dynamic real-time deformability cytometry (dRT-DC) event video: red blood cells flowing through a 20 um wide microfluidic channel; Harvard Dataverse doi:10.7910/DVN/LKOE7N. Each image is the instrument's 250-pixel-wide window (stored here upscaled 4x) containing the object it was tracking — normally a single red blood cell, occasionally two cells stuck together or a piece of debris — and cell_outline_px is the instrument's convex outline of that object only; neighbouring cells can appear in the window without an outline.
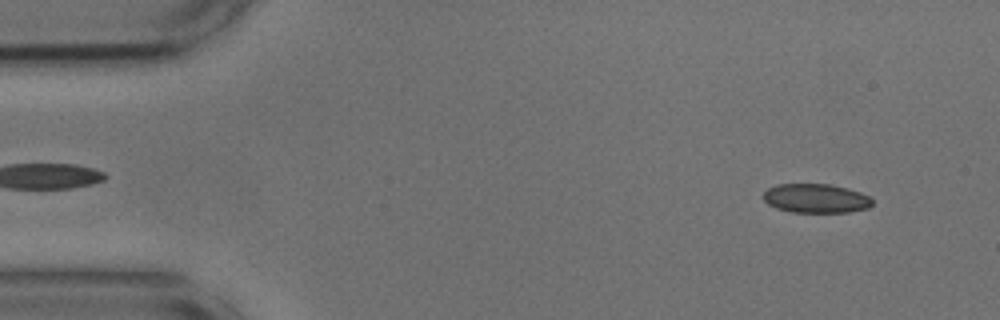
{"species": "common noctule bat (a hibernating species)", "species_latin": "Nyctalus noctula", "temperature_condition": "cold", "stored_images_in_passage": 53, "camera_frame_rate_fps": 3000, "um_per_image_px": 0.085, "animal": {"sex": "male", "body_mass_g": 17.9, "forearm_length_mm": 54.2}, "frame": {"image": 1, "passage_image": 4, "time_ms": 1.0, "image_size_px": [1000, 320], "cell_outline_px": [[872, 204], [868, 208], [848, 212], [792, 212], [776, 208], [768, 204], [764, 200], [764, 192], [768, 188], [776, 184], [828, 184], [848, 188], [860, 192], [868, 196], [872, 200]], "centroid_in_image_um": [69.34, 16.86], "position_along_channel_um": 15.7, "area_um2": 18.44}}
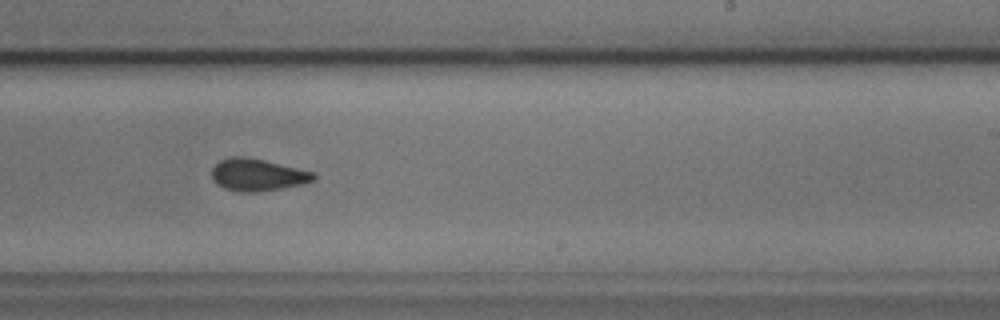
{"frame": {"image": 2, "passage_image": 32, "time_ms": 10.333, "image_size_px": [1000, 320], "cell_outline_px": [[316, 180], [304, 184], [256, 192], [244, 192], [224, 188], [216, 184], [212, 180], [212, 168], [220, 160], [228, 156], [248, 156], [316, 172]], "centroid_in_image_um": [21.9, 14.84], "position_along_channel_um": 267.1, "area_um2": 19.36}}
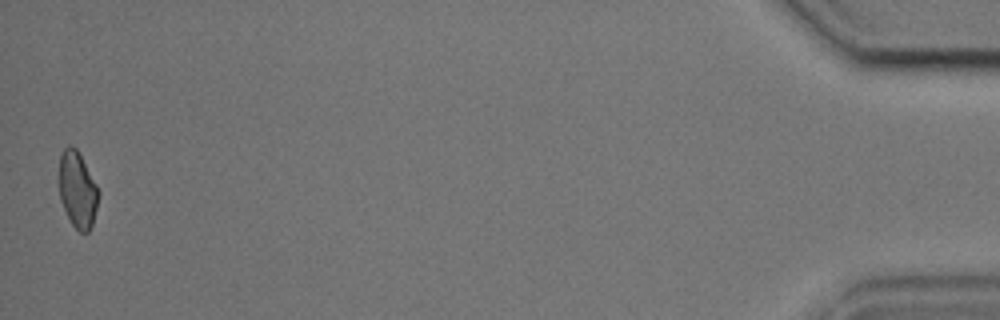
{"frame": {"image": 3, "passage_image": 53, "time_ms": 17.333, "image_size_px": [1000, 320], "cell_outline_px": [[100, 192], [92, 224], [88, 232], [80, 232], [72, 224], [60, 200], [60, 156], [64, 148], [68, 144], [72, 144], [76, 148], [96, 184]], "centroid_in_image_um": [6.59, 16.11], "position_along_channel_um": 428.6, "area_um2": 17.17}, "authors_computed_cell_mechanics": {"area_um2": 19.1318, "velocity_mm_per_s": 3.6579, "shape_relaxation_time_tau1_ms": 3.2242, "shape_relaxation_time_tau2_ms": 2.0658, "deformation_change_tau1": 0.0683, "deformation_change_tau2": 0.0689}}